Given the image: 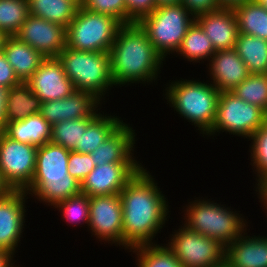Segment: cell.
<instances>
[{
    "mask_svg": "<svg viewBox=\"0 0 267 267\" xmlns=\"http://www.w3.org/2000/svg\"><path fill=\"white\" fill-rule=\"evenodd\" d=\"M136 128L123 122L108 138L91 154L95 166L105 163H143L136 152ZM138 159V160H137Z\"/></svg>",
    "mask_w": 267,
    "mask_h": 267,
    "instance_id": "ac0fdd59",
    "label": "cell"
},
{
    "mask_svg": "<svg viewBox=\"0 0 267 267\" xmlns=\"http://www.w3.org/2000/svg\"><path fill=\"white\" fill-rule=\"evenodd\" d=\"M123 207L119 194L90 197L88 232L101 245L123 249ZM94 235V236H93ZM104 242V243H102ZM122 246V247H121Z\"/></svg>",
    "mask_w": 267,
    "mask_h": 267,
    "instance_id": "7c38bea8",
    "label": "cell"
},
{
    "mask_svg": "<svg viewBox=\"0 0 267 267\" xmlns=\"http://www.w3.org/2000/svg\"><path fill=\"white\" fill-rule=\"evenodd\" d=\"M80 6L93 13L110 15L126 24L125 0H81Z\"/></svg>",
    "mask_w": 267,
    "mask_h": 267,
    "instance_id": "d590c367",
    "label": "cell"
},
{
    "mask_svg": "<svg viewBox=\"0 0 267 267\" xmlns=\"http://www.w3.org/2000/svg\"><path fill=\"white\" fill-rule=\"evenodd\" d=\"M126 24L139 23L157 8L156 0H125Z\"/></svg>",
    "mask_w": 267,
    "mask_h": 267,
    "instance_id": "74e56055",
    "label": "cell"
},
{
    "mask_svg": "<svg viewBox=\"0 0 267 267\" xmlns=\"http://www.w3.org/2000/svg\"><path fill=\"white\" fill-rule=\"evenodd\" d=\"M231 92L267 113V74H250Z\"/></svg>",
    "mask_w": 267,
    "mask_h": 267,
    "instance_id": "e575fe53",
    "label": "cell"
},
{
    "mask_svg": "<svg viewBox=\"0 0 267 267\" xmlns=\"http://www.w3.org/2000/svg\"><path fill=\"white\" fill-rule=\"evenodd\" d=\"M215 52L211 40L207 37L201 26L194 21L188 28L180 48L173 56L187 61L186 63L190 62V64L192 63L194 65L199 63L198 65L203 64L202 66H204L205 63L209 62Z\"/></svg>",
    "mask_w": 267,
    "mask_h": 267,
    "instance_id": "484cf974",
    "label": "cell"
},
{
    "mask_svg": "<svg viewBox=\"0 0 267 267\" xmlns=\"http://www.w3.org/2000/svg\"><path fill=\"white\" fill-rule=\"evenodd\" d=\"M142 163H105L95 168L81 183L87 196L120 194L127 182L143 166Z\"/></svg>",
    "mask_w": 267,
    "mask_h": 267,
    "instance_id": "5bb4252c",
    "label": "cell"
},
{
    "mask_svg": "<svg viewBox=\"0 0 267 267\" xmlns=\"http://www.w3.org/2000/svg\"><path fill=\"white\" fill-rule=\"evenodd\" d=\"M11 191H12V189L4 181L2 174H1V171H0V198L5 197Z\"/></svg>",
    "mask_w": 267,
    "mask_h": 267,
    "instance_id": "ee69618b",
    "label": "cell"
},
{
    "mask_svg": "<svg viewBox=\"0 0 267 267\" xmlns=\"http://www.w3.org/2000/svg\"><path fill=\"white\" fill-rule=\"evenodd\" d=\"M57 58L75 89L92 93L105 106L109 100L106 97L112 94V88H116L111 74L109 52L80 51L65 47Z\"/></svg>",
    "mask_w": 267,
    "mask_h": 267,
    "instance_id": "8992f818",
    "label": "cell"
},
{
    "mask_svg": "<svg viewBox=\"0 0 267 267\" xmlns=\"http://www.w3.org/2000/svg\"><path fill=\"white\" fill-rule=\"evenodd\" d=\"M177 228L164 243L183 267H215L225 262L226 247L219 241L191 231L182 223Z\"/></svg>",
    "mask_w": 267,
    "mask_h": 267,
    "instance_id": "30bf717a",
    "label": "cell"
},
{
    "mask_svg": "<svg viewBox=\"0 0 267 267\" xmlns=\"http://www.w3.org/2000/svg\"><path fill=\"white\" fill-rule=\"evenodd\" d=\"M69 155L70 150L51 141L38 146L35 172L24 190L35 203L52 207L81 192V183L68 174Z\"/></svg>",
    "mask_w": 267,
    "mask_h": 267,
    "instance_id": "3957f363",
    "label": "cell"
},
{
    "mask_svg": "<svg viewBox=\"0 0 267 267\" xmlns=\"http://www.w3.org/2000/svg\"><path fill=\"white\" fill-rule=\"evenodd\" d=\"M215 51L233 49L239 30L233 8H221L195 17Z\"/></svg>",
    "mask_w": 267,
    "mask_h": 267,
    "instance_id": "ffe728a7",
    "label": "cell"
},
{
    "mask_svg": "<svg viewBox=\"0 0 267 267\" xmlns=\"http://www.w3.org/2000/svg\"><path fill=\"white\" fill-rule=\"evenodd\" d=\"M239 33L267 40V9L256 0L233 8Z\"/></svg>",
    "mask_w": 267,
    "mask_h": 267,
    "instance_id": "f1b7e54d",
    "label": "cell"
},
{
    "mask_svg": "<svg viewBox=\"0 0 267 267\" xmlns=\"http://www.w3.org/2000/svg\"><path fill=\"white\" fill-rule=\"evenodd\" d=\"M249 232L246 229L226 247L225 262L230 267H267V234Z\"/></svg>",
    "mask_w": 267,
    "mask_h": 267,
    "instance_id": "44dd1931",
    "label": "cell"
},
{
    "mask_svg": "<svg viewBox=\"0 0 267 267\" xmlns=\"http://www.w3.org/2000/svg\"><path fill=\"white\" fill-rule=\"evenodd\" d=\"M188 78L167 80L162 100L204 137L214 124L220 91L208 80Z\"/></svg>",
    "mask_w": 267,
    "mask_h": 267,
    "instance_id": "277c9868",
    "label": "cell"
},
{
    "mask_svg": "<svg viewBox=\"0 0 267 267\" xmlns=\"http://www.w3.org/2000/svg\"><path fill=\"white\" fill-rule=\"evenodd\" d=\"M95 117H86L73 120H65L51 126L52 143L63 146L65 149L75 151L80 144V138L86 131L88 124Z\"/></svg>",
    "mask_w": 267,
    "mask_h": 267,
    "instance_id": "1f68e13d",
    "label": "cell"
},
{
    "mask_svg": "<svg viewBox=\"0 0 267 267\" xmlns=\"http://www.w3.org/2000/svg\"><path fill=\"white\" fill-rule=\"evenodd\" d=\"M95 168L91 154L70 151L68 160V174L80 183Z\"/></svg>",
    "mask_w": 267,
    "mask_h": 267,
    "instance_id": "8d00e7d4",
    "label": "cell"
},
{
    "mask_svg": "<svg viewBox=\"0 0 267 267\" xmlns=\"http://www.w3.org/2000/svg\"><path fill=\"white\" fill-rule=\"evenodd\" d=\"M215 267H230L226 262Z\"/></svg>",
    "mask_w": 267,
    "mask_h": 267,
    "instance_id": "681fc988",
    "label": "cell"
},
{
    "mask_svg": "<svg viewBox=\"0 0 267 267\" xmlns=\"http://www.w3.org/2000/svg\"><path fill=\"white\" fill-rule=\"evenodd\" d=\"M21 81L15 75L14 69L8 63L3 52L0 53V86L11 88Z\"/></svg>",
    "mask_w": 267,
    "mask_h": 267,
    "instance_id": "ab89813d",
    "label": "cell"
},
{
    "mask_svg": "<svg viewBox=\"0 0 267 267\" xmlns=\"http://www.w3.org/2000/svg\"><path fill=\"white\" fill-rule=\"evenodd\" d=\"M38 146L22 143L0 133V171L12 190H25L31 183Z\"/></svg>",
    "mask_w": 267,
    "mask_h": 267,
    "instance_id": "8fae6325",
    "label": "cell"
},
{
    "mask_svg": "<svg viewBox=\"0 0 267 267\" xmlns=\"http://www.w3.org/2000/svg\"><path fill=\"white\" fill-rule=\"evenodd\" d=\"M14 257L16 258V256L9 251L0 249V267H21V264L17 266V260Z\"/></svg>",
    "mask_w": 267,
    "mask_h": 267,
    "instance_id": "b9f144b4",
    "label": "cell"
},
{
    "mask_svg": "<svg viewBox=\"0 0 267 267\" xmlns=\"http://www.w3.org/2000/svg\"><path fill=\"white\" fill-rule=\"evenodd\" d=\"M129 252L137 267H183L165 243L139 245Z\"/></svg>",
    "mask_w": 267,
    "mask_h": 267,
    "instance_id": "4dcf8cb0",
    "label": "cell"
},
{
    "mask_svg": "<svg viewBox=\"0 0 267 267\" xmlns=\"http://www.w3.org/2000/svg\"><path fill=\"white\" fill-rule=\"evenodd\" d=\"M21 82H26L39 68L45 57L16 36H8L2 50Z\"/></svg>",
    "mask_w": 267,
    "mask_h": 267,
    "instance_id": "7402d4cb",
    "label": "cell"
},
{
    "mask_svg": "<svg viewBox=\"0 0 267 267\" xmlns=\"http://www.w3.org/2000/svg\"><path fill=\"white\" fill-rule=\"evenodd\" d=\"M157 7L163 5L180 4L181 0H156Z\"/></svg>",
    "mask_w": 267,
    "mask_h": 267,
    "instance_id": "f6af8a7d",
    "label": "cell"
},
{
    "mask_svg": "<svg viewBox=\"0 0 267 267\" xmlns=\"http://www.w3.org/2000/svg\"><path fill=\"white\" fill-rule=\"evenodd\" d=\"M194 21L195 17L180 3L158 6L139 24L145 29L153 47L167 61L180 48Z\"/></svg>",
    "mask_w": 267,
    "mask_h": 267,
    "instance_id": "52a82bcc",
    "label": "cell"
},
{
    "mask_svg": "<svg viewBox=\"0 0 267 267\" xmlns=\"http://www.w3.org/2000/svg\"><path fill=\"white\" fill-rule=\"evenodd\" d=\"M4 133L13 140L42 146L50 141L51 125L38 113L23 120L7 122Z\"/></svg>",
    "mask_w": 267,
    "mask_h": 267,
    "instance_id": "cb8c5ba5",
    "label": "cell"
},
{
    "mask_svg": "<svg viewBox=\"0 0 267 267\" xmlns=\"http://www.w3.org/2000/svg\"><path fill=\"white\" fill-rule=\"evenodd\" d=\"M29 14L65 28L75 17L81 0H27Z\"/></svg>",
    "mask_w": 267,
    "mask_h": 267,
    "instance_id": "4316f807",
    "label": "cell"
},
{
    "mask_svg": "<svg viewBox=\"0 0 267 267\" xmlns=\"http://www.w3.org/2000/svg\"><path fill=\"white\" fill-rule=\"evenodd\" d=\"M40 98L26 82L9 88L6 101L7 122L23 120L40 112Z\"/></svg>",
    "mask_w": 267,
    "mask_h": 267,
    "instance_id": "83f0119b",
    "label": "cell"
},
{
    "mask_svg": "<svg viewBox=\"0 0 267 267\" xmlns=\"http://www.w3.org/2000/svg\"><path fill=\"white\" fill-rule=\"evenodd\" d=\"M15 36L45 58L57 57L66 47L65 27L32 15L28 16Z\"/></svg>",
    "mask_w": 267,
    "mask_h": 267,
    "instance_id": "9a60e30c",
    "label": "cell"
},
{
    "mask_svg": "<svg viewBox=\"0 0 267 267\" xmlns=\"http://www.w3.org/2000/svg\"><path fill=\"white\" fill-rule=\"evenodd\" d=\"M26 83L41 102L63 99L76 90L57 57L45 58Z\"/></svg>",
    "mask_w": 267,
    "mask_h": 267,
    "instance_id": "e0dca14e",
    "label": "cell"
},
{
    "mask_svg": "<svg viewBox=\"0 0 267 267\" xmlns=\"http://www.w3.org/2000/svg\"><path fill=\"white\" fill-rule=\"evenodd\" d=\"M259 4H261L264 8L267 9V0H256Z\"/></svg>",
    "mask_w": 267,
    "mask_h": 267,
    "instance_id": "c3c4849f",
    "label": "cell"
},
{
    "mask_svg": "<svg viewBox=\"0 0 267 267\" xmlns=\"http://www.w3.org/2000/svg\"><path fill=\"white\" fill-rule=\"evenodd\" d=\"M250 165L252 166L253 195L261 203V196L267 191V121L247 140ZM255 174V175H254ZM255 176V177H254Z\"/></svg>",
    "mask_w": 267,
    "mask_h": 267,
    "instance_id": "603a6c76",
    "label": "cell"
},
{
    "mask_svg": "<svg viewBox=\"0 0 267 267\" xmlns=\"http://www.w3.org/2000/svg\"><path fill=\"white\" fill-rule=\"evenodd\" d=\"M89 202L90 197L85 193L80 192L77 195H73L65 200L56 203L53 207L54 211L60 212V216L63 221L69 226L83 227L82 225H89ZM72 223V224H71ZM81 225V226H80Z\"/></svg>",
    "mask_w": 267,
    "mask_h": 267,
    "instance_id": "d6a6232c",
    "label": "cell"
},
{
    "mask_svg": "<svg viewBox=\"0 0 267 267\" xmlns=\"http://www.w3.org/2000/svg\"><path fill=\"white\" fill-rule=\"evenodd\" d=\"M267 113L258 107L247 103L231 91L219 94L216 118L211 130L204 136L206 139H217L226 133L248 140L265 122Z\"/></svg>",
    "mask_w": 267,
    "mask_h": 267,
    "instance_id": "ba28073f",
    "label": "cell"
},
{
    "mask_svg": "<svg viewBox=\"0 0 267 267\" xmlns=\"http://www.w3.org/2000/svg\"><path fill=\"white\" fill-rule=\"evenodd\" d=\"M181 4L194 16L221 9L218 0H181Z\"/></svg>",
    "mask_w": 267,
    "mask_h": 267,
    "instance_id": "f35d334b",
    "label": "cell"
},
{
    "mask_svg": "<svg viewBox=\"0 0 267 267\" xmlns=\"http://www.w3.org/2000/svg\"><path fill=\"white\" fill-rule=\"evenodd\" d=\"M148 169L144 164L119 194L123 207L125 252L139 245L160 244L158 237L155 238L164 226L168 227L166 224L171 217L168 197Z\"/></svg>",
    "mask_w": 267,
    "mask_h": 267,
    "instance_id": "6da1fadb",
    "label": "cell"
},
{
    "mask_svg": "<svg viewBox=\"0 0 267 267\" xmlns=\"http://www.w3.org/2000/svg\"><path fill=\"white\" fill-rule=\"evenodd\" d=\"M122 23L107 14L79 6L66 28V47L80 51L110 52Z\"/></svg>",
    "mask_w": 267,
    "mask_h": 267,
    "instance_id": "9c48e42d",
    "label": "cell"
},
{
    "mask_svg": "<svg viewBox=\"0 0 267 267\" xmlns=\"http://www.w3.org/2000/svg\"><path fill=\"white\" fill-rule=\"evenodd\" d=\"M112 114V115H111ZM126 118L119 117V113H109L102 111L88 124L86 131L83 132L75 150L78 153H92L108 136H110Z\"/></svg>",
    "mask_w": 267,
    "mask_h": 267,
    "instance_id": "d4e9b609",
    "label": "cell"
},
{
    "mask_svg": "<svg viewBox=\"0 0 267 267\" xmlns=\"http://www.w3.org/2000/svg\"><path fill=\"white\" fill-rule=\"evenodd\" d=\"M260 207H262L263 211H265V218H267V191L261 196Z\"/></svg>",
    "mask_w": 267,
    "mask_h": 267,
    "instance_id": "bcb514c9",
    "label": "cell"
},
{
    "mask_svg": "<svg viewBox=\"0 0 267 267\" xmlns=\"http://www.w3.org/2000/svg\"><path fill=\"white\" fill-rule=\"evenodd\" d=\"M109 54L116 88L135 84L138 87L139 84L156 87L158 81H161L160 74L166 60L153 47L145 29L139 23L120 26Z\"/></svg>",
    "mask_w": 267,
    "mask_h": 267,
    "instance_id": "7a4b0ae2",
    "label": "cell"
},
{
    "mask_svg": "<svg viewBox=\"0 0 267 267\" xmlns=\"http://www.w3.org/2000/svg\"><path fill=\"white\" fill-rule=\"evenodd\" d=\"M103 103L92 93L75 90L60 100L41 102L39 114L51 125L86 117H96Z\"/></svg>",
    "mask_w": 267,
    "mask_h": 267,
    "instance_id": "2e32d148",
    "label": "cell"
},
{
    "mask_svg": "<svg viewBox=\"0 0 267 267\" xmlns=\"http://www.w3.org/2000/svg\"><path fill=\"white\" fill-rule=\"evenodd\" d=\"M194 199V200H193ZM208 196H194L188 199L182 207L179 223L185 225L191 231L200 233L219 241L224 247H227L237 239L251 224L245 215L223 204L225 202L212 200ZM228 206V207H227ZM248 220V221H247ZM250 222V223H249Z\"/></svg>",
    "mask_w": 267,
    "mask_h": 267,
    "instance_id": "5b68a950",
    "label": "cell"
},
{
    "mask_svg": "<svg viewBox=\"0 0 267 267\" xmlns=\"http://www.w3.org/2000/svg\"><path fill=\"white\" fill-rule=\"evenodd\" d=\"M250 0H218V3L221 8H234L237 5L245 3Z\"/></svg>",
    "mask_w": 267,
    "mask_h": 267,
    "instance_id": "7bdbcfd3",
    "label": "cell"
},
{
    "mask_svg": "<svg viewBox=\"0 0 267 267\" xmlns=\"http://www.w3.org/2000/svg\"><path fill=\"white\" fill-rule=\"evenodd\" d=\"M29 15L27 0H0V31L15 36Z\"/></svg>",
    "mask_w": 267,
    "mask_h": 267,
    "instance_id": "836d02e7",
    "label": "cell"
},
{
    "mask_svg": "<svg viewBox=\"0 0 267 267\" xmlns=\"http://www.w3.org/2000/svg\"><path fill=\"white\" fill-rule=\"evenodd\" d=\"M9 88L0 86V133L4 132L7 118H6V101Z\"/></svg>",
    "mask_w": 267,
    "mask_h": 267,
    "instance_id": "60d3db41",
    "label": "cell"
},
{
    "mask_svg": "<svg viewBox=\"0 0 267 267\" xmlns=\"http://www.w3.org/2000/svg\"><path fill=\"white\" fill-rule=\"evenodd\" d=\"M7 37L8 36L4 32L0 31V53L2 52L4 48V43Z\"/></svg>",
    "mask_w": 267,
    "mask_h": 267,
    "instance_id": "7dc6e473",
    "label": "cell"
},
{
    "mask_svg": "<svg viewBox=\"0 0 267 267\" xmlns=\"http://www.w3.org/2000/svg\"><path fill=\"white\" fill-rule=\"evenodd\" d=\"M234 49L250 74H267V40L239 33Z\"/></svg>",
    "mask_w": 267,
    "mask_h": 267,
    "instance_id": "f546056e",
    "label": "cell"
},
{
    "mask_svg": "<svg viewBox=\"0 0 267 267\" xmlns=\"http://www.w3.org/2000/svg\"><path fill=\"white\" fill-rule=\"evenodd\" d=\"M205 65L207 80L220 92L233 90L250 75L247 65L234 48L216 51Z\"/></svg>",
    "mask_w": 267,
    "mask_h": 267,
    "instance_id": "d6986e66",
    "label": "cell"
},
{
    "mask_svg": "<svg viewBox=\"0 0 267 267\" xmlns=\"http://www.w3.org/2000/svg\"><path fill=\"white\" fill-rule=\"evenodd\" d=\"M31 199L24 190H12L0 198V249L14 254L20 250V241L26 225L28 200ZM18 249V250H17Z\"/></svg>",
    "mask_w": 267,
    "mask_h": 267,
    "instance_id": "4fadbf2b",
    "label": "cell"
}]
</instances>
